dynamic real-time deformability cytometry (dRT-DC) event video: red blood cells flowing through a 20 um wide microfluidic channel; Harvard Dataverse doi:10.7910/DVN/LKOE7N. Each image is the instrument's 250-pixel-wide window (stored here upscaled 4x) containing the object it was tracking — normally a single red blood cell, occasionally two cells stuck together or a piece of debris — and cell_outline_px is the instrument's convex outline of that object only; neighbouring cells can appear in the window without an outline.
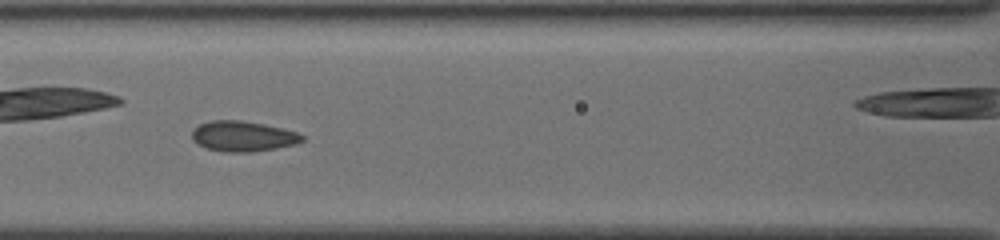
{"species": "common noctule bat (a hibernating species)", "species_latin": "Nyctalus noctula", "temperature_condition": "cold", "stored_images_in_passage": 46, "camera_frame_rate_fps": 3000, "um_per_image_px": 0.085, "animal": {"sex": "female", "body_mass_g": 19.5, "forearm_length_mm": 54.1}, "frame": {"image": 1, "passage_image": 20, "time_ms": 6.333, "image_size_px": [1000, 240], "cell_outline_px": [[304, 140], [296, 144], [276, 148], [252, 152], [224, 152], [204, 148], [192, 140], [192, 128], [200, 124], [212, 120], [240, 120], [264, 124], [284, 128], [296, 132], [304, 136]], "centroid_in_image_um": [20.63, 11.58], "position_along_channel_um": 146.0, "area_um2": 19.71}}
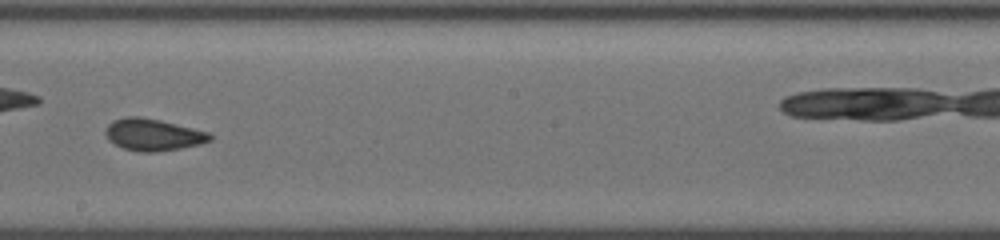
{"frame": {"image": 2, "passage_image": 27, "time_ms": 8.667, "image_size_px": [1000, 240], "cell_outline_px": [[212, 140], [200, 144], [180, 148], [156, 152], [140, 152], [124, 148], [108, 140], [104, 132], [104, 128], [112, 120], [124, 116], [136, 116], [160, 120], [208, 132], [212, 136]], "centroid_in_image_um": [12.97, 11.44], "position_along_channel_um": 235.2, "area_um2": 19.42}}
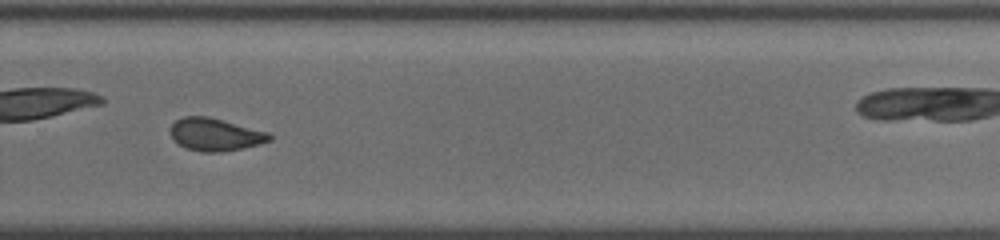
{"frame": {"image": 3, "passage_image": 33, "time_ms": 10.667, "image_size_px": [1000, 240], "cell_outline_px": [[272, 140], [260, 144], [244, 148], [220, 152], [200, 152], [188, 148], [172, 140], [168, 132], [168, 128], [176, 120], [184, 116], [204, 116], [268, 132], [272, 136]], "centroid_in_image_um": [18.25, 11.45], "position_along_channel_um": 311.6, "area_um2": 18.79}}